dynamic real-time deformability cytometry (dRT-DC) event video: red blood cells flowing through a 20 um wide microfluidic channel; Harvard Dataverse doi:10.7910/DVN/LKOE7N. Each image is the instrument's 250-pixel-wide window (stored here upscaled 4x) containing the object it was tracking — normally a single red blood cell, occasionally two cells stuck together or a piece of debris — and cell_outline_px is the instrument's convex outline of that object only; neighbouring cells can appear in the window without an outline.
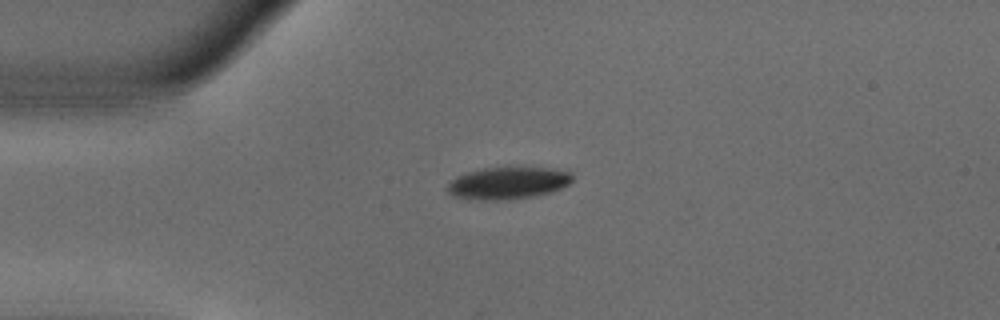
{"species": "common noctule bat (a hibernating species)", "species_latin": "Nyctalus noctula", "temperature_condition": "warm", "stored_images_in_passage": 41, "camera_frame_rate_fps": 3000, "um_per_image_px": 0.085, "animal": {"sex": "male", "body_mass_g": 18.8}, "frame": {"image": 1, "passage_image": 1, "time_ms": 0.0, "image_size_px": [1000, 320], "cell_outline_px": [[572, 180], [568, 184], [560, 188], [548, 192], [532, 196], [504, 200], [468, 200], [452, 196], [448, 192], [448, 184], [456, 176], [468, 172], [484, 168], [568, 168], [572, 172]], "centroid_in_image_um": [43.18, 15.56], "position_along_channel_um": 41.8, "area_um2": 23.47}}
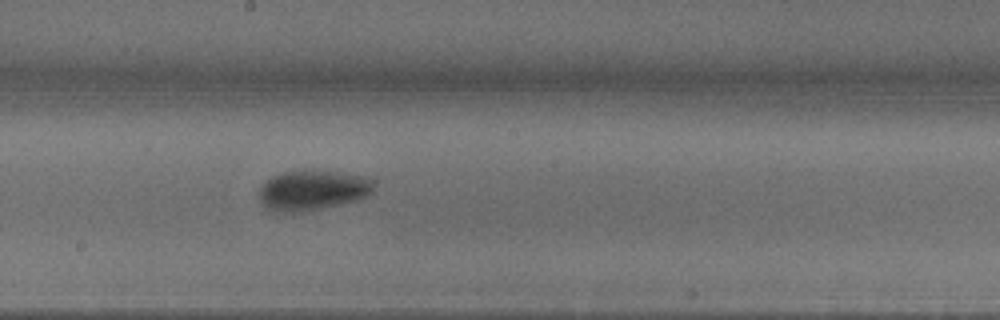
{"frame": {"image": 2, "passage_image": 17, "time_ms": 5.333, "image_size_px": [1000, 320], "cell_outline_px": [[376, 180], [372, 192], [368, 196], [356, 200], [320, 208], [300, 212], [276, 212], [268, 208], [260, 200], [260, 188], [272, 176], [284, 172], [308, 168], [312, 168], [364, 176]], "centroid_in_image_um": [26.61, 16.13], "position_along_channel_um": 221.6, "area_um2": 26.99}}
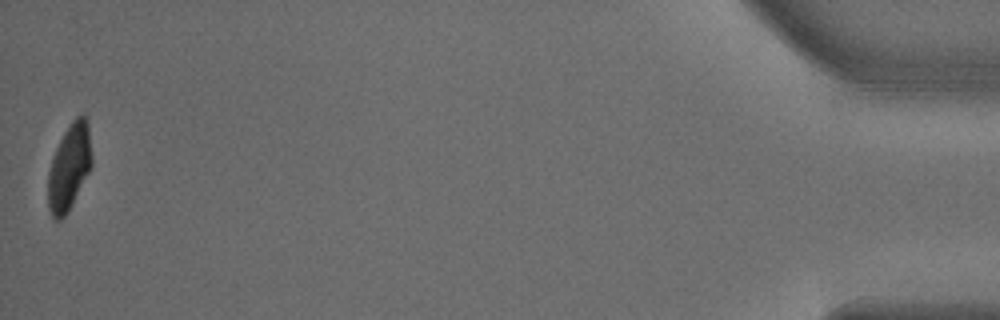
{"frame": {"image": 3, "passage_image": 41, "time_ms": 13.333, "image_size_px": [1000, 320], "cell_outline_px": [[92, 168], [68, 212], [60, 220], [52, 220], [48, 208], [48, 172], [56, 148], [64, 132], [72, 120], [76, 116], [84, 112], [88, 124], [92, 156]], "centroid_in_image_um": [5.9, 14.22], "position_along_channel_um": 429.3, "area_um2": 22.25}, "authors_computed_cell_mechanics": {"area_um2": 25.0274, "velocity_mm_per_s": 3.7808, "shape_relaxation_time_tau1_ms": 2.4005, "shape_relaxation_time_tau2_ms": null, "deformation_change_tau1": 0.1684, "deformation_change_tau2": null}}